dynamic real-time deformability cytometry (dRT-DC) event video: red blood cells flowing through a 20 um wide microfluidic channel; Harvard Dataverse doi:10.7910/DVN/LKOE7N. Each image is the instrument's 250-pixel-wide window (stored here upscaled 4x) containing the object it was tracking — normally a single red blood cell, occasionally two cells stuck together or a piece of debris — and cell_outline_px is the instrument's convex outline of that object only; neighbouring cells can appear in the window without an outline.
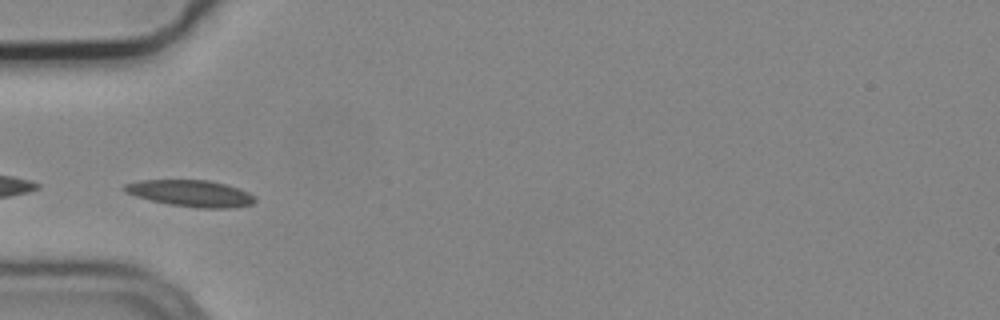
{"species": "common noctule bat (a hibernating species)", "species_latin": "Nyctalus noctula", "temperature_condition": "cold", "stored_images_in_passage": 9, "camera_frame_rate_fps": 3000, "um_per_image_px": 0.085, "animal": {"sex": "male", "body_mass_g": 19.2, "forearm_length_mm": 51.8}, "frame": {"image": 1, "passage_image": 4, "time_ms": 1.0, "image_size_px": [1000, 320], "cell_outline_px": [[256, 200], [252, 204], [232, 208], [200, 208], [168, 204], [136, 196], [124, 192], [120, 188], [124, 184], [140, 180], [208, 180], [224, 184], [248, 192], [256, 196]], "centroid_in_image_um": [16.19, 16.43], "position_along_channel_um": 68.8, "area_um2": 20.17}}
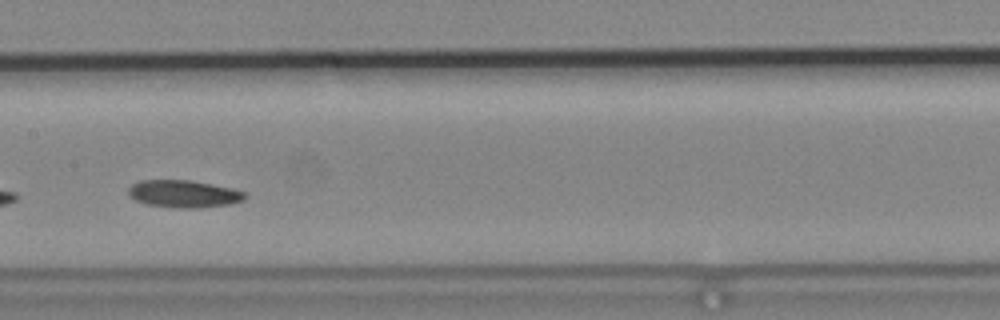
{"frame": {"image": 2, "passage_image": 7, "time_ms": 2.0, "image_size_px": [1000, 320], "cell_outline_px": [[248, 196], [244, 200], [228, 204], [200, 208], [172, 208], [144, 204], [136, 200], [128, 192], [128, 188], [132, 184], [140, 180], [188, 180], [232, 188], [244, 192]], "centroid_in_image_um": [15.61, 16.48], "position_along_channel_um": 191.8, "area_um2": 18.61}}
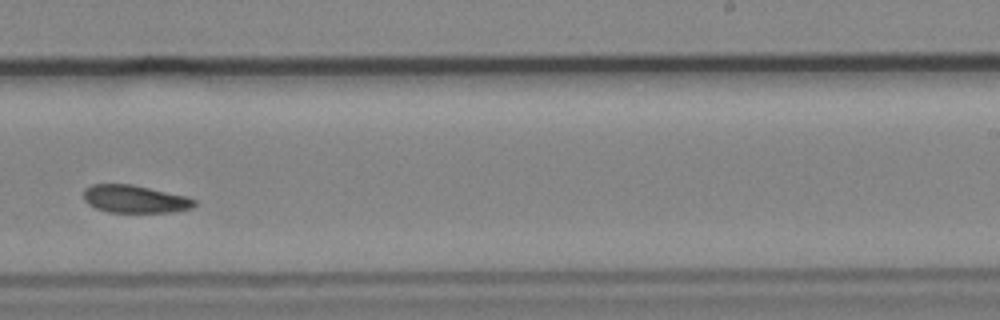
{"frame": {"image": 3, "passage_image": 9, "time_ms": 2.667, "image_size_px": [1000, 320], "cell_outline_px": [[196, 204], [192, 208], [172, 212], [108, 212], [96, 208], [88, 204], [84, 200], [84, 188], [92, 184], [132, 184], [184, 196], [196, 200]], "centroid_in_image_um": [11.43, 16.92], "position_along_channel_um": 277.6, "area_um2": 17.8}}